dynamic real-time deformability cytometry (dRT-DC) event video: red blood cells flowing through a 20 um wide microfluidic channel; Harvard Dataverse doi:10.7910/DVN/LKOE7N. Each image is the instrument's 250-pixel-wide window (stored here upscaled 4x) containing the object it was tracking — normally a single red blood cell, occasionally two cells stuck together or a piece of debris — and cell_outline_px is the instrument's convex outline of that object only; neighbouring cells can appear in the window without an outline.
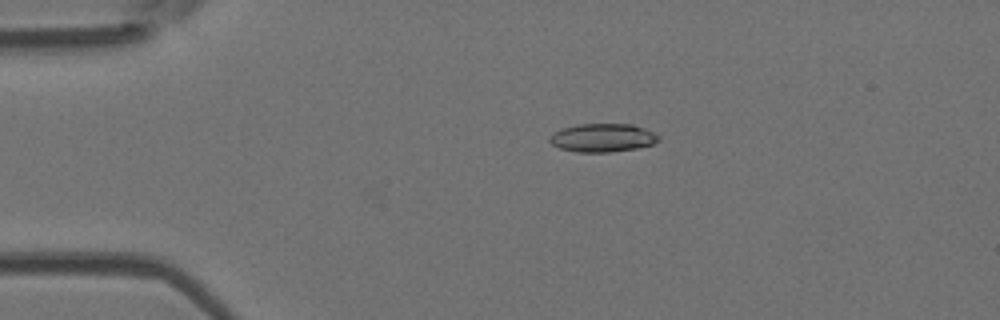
{"species": "Egyptian fruit bat (a non-hibernating species)", "species_latin": "Rousettus aegyptiacus", "temperature_condition": "room temperature", "stored_images_in_passage": 43, "camera_frame_rate_fps": 3000, "um_per_image_px": 0.085, "animal": {"sex": "female"}, "frame": {"image": 1, "passage_image": 2, "time_ms": 0.333, "image_size_px": [1000, 320], "cell_outline_px": [[660, 140], [652, 144], [636, 148], [612, 152], [576, 152], [560, 148], [552, 144], [548, 140], [556, 132], [564, 128], [580, 124], [632, 124], [644, 128], [660, 136]], "centroid_in_image_um": [51.26, 11.71], "position_along_channel_um": 33.7, "area_um2": 17.8}}
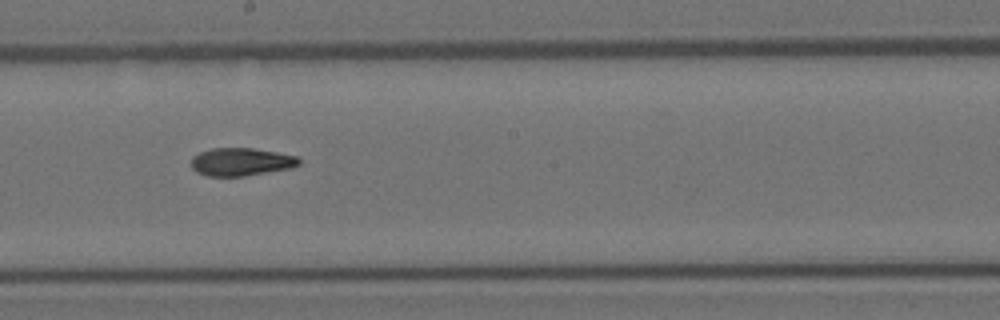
{"frame": {"image": 2, "passage_image": 20, "time_ms": 6.333, "image_size_px": [1000, 320], "cell_outline_px": [[300, 164], [292, 168], [244, 176], [208, 176], [196, 172], [192, 168], [192, 156], [200, 152], [212, 148], [252, 148], [276, 152], [296, 156], [300, 160]], "centroid_in_image_um": [20.49, 13.76], "position_along_channel_um": 227.7, "area_um2": 17.51}}
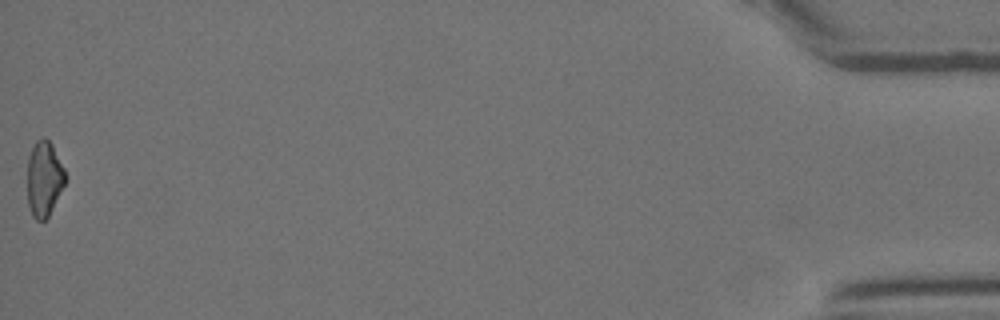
{"frame": {"image": 3, "passage_image": 43, "time_ms": 14.0, "image_size_px": [1000, 320], "cell_outline_px": [[68, 176], [48, 216], [44, 220], [36, 220], [32, 216], [28, 204], [28, 156], [36, 140], [44, 136], [52, 144]], "centroid_in_image_um": [3.75, 15.16], "position_along_channel_um": 431.4, "area_um2": 16.59}, "authors_computed_cell_mechanics": {"area_um2": 17.8024, "velocity_mm_per_s": 3.9396, "shape_relaxation_time_tau1_ms": 11.0098, "shape_relaxation_time_tau2_ms": 4.1226, "deformation_change_tau1": 0.2385, "deformation_change_tau2": 0.1103}}